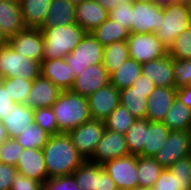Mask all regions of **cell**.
Returning a JSON list of instances; mask_svg holds the SVG:
<instances>
[{
    "mask_svg": "<svg viewBox=\"0 0 191 190\" xmlns=\"http://www.w3.org/2000/svg\"><path fill=\"white\" fill-rule=\"evenodd\" d=\"M47 179L68 176L86 160L72 144L68 133L49 136L43 149Z\"/></svg>",
    "mask_w": 191,
    "mask_h": 190,
    "instance_id": "obj_1",
    "label": "cell"
},
{
    "mask_svg": "<svg viewBox=\"0 0 191 190\" xmlns=\"http://www.w3.org/2000/svg\"><path fill=\"white\" fill-rule=\"evenodd\" d=\"M52 109L60 133H68L91 119L87 97L71 90L62 91Z\"/></svg>",
    "mask_w": 191,
    "mask_h": 190,
    "instance_id": "obj_2",
    "label": "cell"
},
{
    "mask_svg": "<svg viewBox=\"0 0 191 190\" xmlns=\"http://www.w3.org/2000/svg\"><path fill=\"white\" fill-rule=\"evenodd\" d=\"M39 29L44 41L43 60L65 58L86 34V31L77 23Z\"/></svg>",
    "mask_w": 191,
    "mask_h": 190,
    "instance_id": "obj_3",
    "label": "cell"
},
{
    "mask_svg": "<svg viewBox=\"0 0 191 190\" xmlns=\"http://www.w3.org/2000/svg\"><path fill=\"white\" fill-rule=\"evenodd\" d=\"M40 75V62L20 55L8 43L0 49V79L20 77L33 81Z\"/></svg>",
    "mask_w": 191,
    "mask_h": 190,
    "instance_id": "obj_4",
    "label": "cell"
},
{
    "mask_svg": "<svg viewBox=\"0 0 191 190\" xmlns=\"http://www.w3.org/2000/svg\"><path fill=\"white\" fill-rule=\"evenodd\" d=\"M191 27V15L187 4L172 3L163 7V22L155 32L169 49L176 37Z\"/></svg>",
    "mask_w": 191,
    "mask_h": 190,
    "instance_id": "obj_5",
    "label": "cell"
},
{
    "mask_svg": "<svg viewBox=\"0 0 191 190\" xmlns=\"http://www.w3.org/2000/svg\"><path fill=\"white\" fill-rule=\"evenodd\" d=\"M103 52L104 46L95 39L91 32H86L80 43L65 57V60L71 66L76 77L88 66L103 63Z\"/></svg>",
    "mask_w": 191,
    "mask_h": 190,
    "instance_id": "obj_6",
    "label": "cell"
},
{
    "mask_svg": "<svg viewBox=\"0 0 191 190\" xmlns=\"http://www.w3.org/2000/svg\"><path fill=\"white\" fill-rule=\"evenodd\" d=\"M126 42L129 57L141 64L168 55V48L156 33H130Z\"/></svg>",
    "mask_w": 191,
    "mask_h": 190,
    "instance_id": "obj_7",
    "label": "cell"
},
{
    "mask_svg": "<svg viewBox=\"0 0 191 190\" xmlns=\"http://www.w3.org/2000/svg\"><path fill=\"white\" fill-rule=\"evenodd\" d=\"M105 130L103 120L90 119L68 132V135L77 151L85 160H89L95 152Z\"/></svg>",
    "mask_w": 191,
    "mask_h": 190,
    "instance_id": "obj_8",
    "label": "cell"
},
{
    "mask_svg": "<svg viewBox=\"0 0 191 190\" xmlns=\"http://www.w3.org/2000/svg\"><path fill=\"white\" fill-rule=\"evenodd\" d=\"M163 22V7L148 1H132L131 33H155Z\"/></svg>",
    "mask_w": 191,
    "mask_h": 190,
    "instance_id": "obj_9",
    "label": "cell"
},
{
    "mask_svg": "<svg viewBox=\"0 0 191 190\" xmlns=\"http://www.w3.org/2000/svg\"><path fill=\"white\" fill-rule=\"evenodd\" d=\"M118 190H132L138 187L137 155L129 154L102 164Z\"/></svg>",
    "mask_w": 191,
    "mask_h": 190,
    "instance_id": "obj_10",
    "label": "cell"
},
{
    "mask_svg": "<svg viewBox=\"0 0 191 190\" xmlns=\"http://www.w3.org/2000/svg\"><path fill=\"white\" fill-rule=\"evenodd\" d=\"M190 131H171L160 151L153 158L163 167L169 168L178 160L189 156Z\"/></svg>",
    "mask_w": 191,
    "mask_h": 190,
    "instance_id": "obj_11",
    "label": "cell"
},
{
    "mask_svg": "<svg viewBox=\"0 0 191 190\" xmlns=\"http://www.w3.org/2000/svg\"><path fill=\"white\" fill-rule=\"evenodd\" d=\"M127 155H129V150L125 135L106 129L95 152L88 161L102 165L106 161Z\"/></svg>",
    "mask_w": 191,
    "mask_h": 190,
    "instance_id": "obj_12",
    "label": "cell"
},
{
    "mask_svg": "<svg viewBox=\"0 0 191 190\" xmlns=\"http://www.w3.org/2000/svg\"><path fill=\"white\" fill-rule=\"evenodd\" d=\"M8 44L22 56L37 62L43 60V35L39 28H25L8 39Z\"/></svg>",
    "mask_w": 191,
    "mask_h": 190,
    "instance_id": "obj_13",
    "label": "cell"
},
{
    "mask_svg": "<svg viewBox=\"0 0 191 190\" xmlns=\"http://www.w3.org/2000/svg\"><path fill=\"white\" fill-rule=\"evenodd\" d=\"M91 119L105 120L120 105V90L110 83L87 97Z\"/></svg>",
    "mask_w": 191,
    "mask_h": 190,
    "instance_id": "obj_14",
    "label": "cell"
},
{
    "mask_svg": "<svg viewBox=\"0 0 191 190\" xmlns=\"http://www.w3.org/2000/svg\"><path fill=\"white\" fill-rule=\"evenodd\" d=\"M110 83L109 75L103 63L88 66L75 77L71 91L88 97L99 88Z\"/></svg>",
    "mask_w": 191,
    "mask_h": 190,
    "instance_id": "obj_15",
    "label": "cell"
},
{
    "mask_svg": "<svg viewBox=\"0 0 191 190\" xmlns=\"http://www.w3.org/2000/svg\"><path fill=\"white\" fill-rule=\"evenodd\" d=\"M41 75L61 91L71 90L75 81L74 72L65 58L42 60Z\"/></svg>",
    "mask_w": 191,
    "mask_h": 190,
    "instance_id": "obj_16",
    "label": "cell"
},
{
    "mask_svg": "<svg viewBox=\"0 0 191 190\" xmlns=\"http://www.w3.org/2000/svg\"><path fill=\"white\" fill-rule=\"evenodd\" d=\"M17 173L43 184L47 180L46 164L42 149H24L16 164Z\"/></svg>",
    "mask_w": 191,
    "mask_h": 190,
    "instance_id": "obj_17",
    "label": "cell"
},
{
    "mask_svg": "<svg viewBox=\"0 0 191 190\" xmlns=\"http://www.w3.org/2000/svg\"><path fill=\"white\" fill-rule=\"evenodd\" d=\"M176 98L174 87L156 86L149 94L146 119L162 122Z\"/></svg>",
    "mask_w": 191,
    "mask_h": 190,
    "instance_id": "obj_18",
    "label": "cell"
},
{
    "mask_svg": "<svg viewBox=\"0 0 191 190\" xmlns=\"http://www.w3.org/2000/svg\"><path fill=\"white\" fill-rule=\"evenodd\" d=\"M76 23L86 32L93 31L107 18L108 11L99 4L98 0H85L75 5Z\"/></svg>",
    "mask_w": 191,
    "mask_h": 190,
    "instance_id": "obj_19",
    "label": "cell"
},
{
    "mask_svg": "<svg viewBox=\"0 0 191 190\" xmlns=\"http://www.w3.org/2000/svg\"><path fill=\"white\" fill-rule=\"evenodd\" d=\"M62 91L42 75L33 80L27 105L33 109L52 107Z\"/></svg>",
    "mask_w": 191,
    "mask_h": 190,
    "instance_id": "obj_20",
    "label": "cell"
},
{
    "mask_svg": "<svg viewBox=\"0 0 191 190\" xmlns=\"http://www.w3.org/2000/svg\"><path fill=\"white\" fill-rule=\"evenodd\" d=\"M141 72L155 86L174 87L173 58L169 54L165 57L143 63Z\"/></svg>",
    "mask_w": 191,
    "mask_h": 190,
    "instance_id": "obj_21",
    "label": "cell"
},
{
    "mask_svg": "<svg viewBox=\"0 0 191 190\" xmlns=\"http://www.w3.org/2000/svg\"><path fill=\"white\" fill-rule=\"evenodd\" d=\"M25 28L19 0H1L0 33L9 39Z\"/></svg>",
    "mask_w": 191,
    "mask_h": 190,
    "instance_id": "obj_22",
    "label": "cell"
},
{
    "mask_svg": "<svg viewBox=\"0 0 191 190\" xmlns=\"http://www.w3.org/2000/svg\"><path fill=\"white\" fill-rule=\"evenodd\" d=\"M9 138H16L34 123V109L27 104H16L7 117L2 119Z\"/></svg>",
    "mask_w": 191,
    "mask_h": 190,
    "instance_id": "obj_23",
    "label": "cell"
},
{
    "mask_svg": "<svg viewBox=\"0 0 191 190\" xmlns=\"http://www.w3.org/2000/svg\"><path fill=\"white\" fill-rule=\"evenodd\" d=\"M75 13V5L69 0H52L49 6L48 15L40 28L75 24Z\"/></svg>",
    "mask_w": 191,
    "mask_h": 190,
    "instance_id": "obj_24",
    "label": "cell"
},
{
    "mask_svg": "<svg viewBox=\"0 0 191 190\" xmlns=\"http://www.w3.org/2000/svg\"><path fill=\"white\" fill-rule=\"evenodd\" d=\"M52 0H19L26 28H40L48 15Z\"/></svg>",
    "mask_w": 191,
    "mask_h": 190,
    "instance_id": "obj_25",
    "label": "cell"
},
{
    "mask_svg": "<svg viewBox=\"0 0 191 190\" xmlns=\"http://www.w3.org/2000/svg\"><path fill=\"white\" fill-rule=\"evenodd\" d=\"M171 130L163 123L146 119V144L143 146V156L153 157L166 142Z\"/></svg>",
    "mask_w": 191,
    "mask_h": 190,
    "instance_id": "obj_26",
    "label": "cell"
},
{
    "mask_svg": "<svg viewBox=\"0 0 191 190\" xmlns=\"http://www.w3.org/2000/svg\"><path fill=\"white\" fill-rule=\"evenodd\" d=\"M142 64L132 58H128L110 76V84L117 90L130 87L142 74Z\"/></svg>",
    "mask_w": 191,
    "mask_h": 190,
    "instance_id": "obj_27",
    "label": "cell"
},
{
    "mask_svg": "<svg viewBox=\"0 0 191 190\" xmlns=\"http://www.w3.org/2000/svg\"><path fill=\"white\" fill-rule=\"evenodd\" d=\"M148 92H140L132 86L120 90V104L136 119H146Z\"/></svg>",
    "mask_w": 191,
    "mask_h": 190,
    "instance_id": "obj_28",
    "label": "cell"
},
{
    "mask_svg": "<svg viewBox=\"0 0 191 190\" xmlns=\"http://www.w3.org/2000/svg\"><path fill=\"white\" fill-rule=\"evenodd\" d=\"M162 122L171 131H191V108L176 97Z\"/></svg>",
    "mask_w": 191,
    "mask_h": 190,
    "instance_id": "obj_29",
    "label": "cell"
},
{
    "mask_svg": "<svg viewBox=\"0 0 191 190\" xmlns=\"http://www.w3.org/2000/svg\"><path fill=\"white\" fill-rule=\"evenodd\" d=\"M91 34L103 46H106L114 42L127 40L130 32L127 28L108 17L100 26L91 31Z\"/></svg>",
    "mask_w": 191,
    "mask_h": 190,
    "instance_id": "obj_30",
    "label": "cell"
},
{
    "mask_svg": "<svg viewBox=\"0 0 191 190\" xmlns=\"http://www.w3.org/2000/svg\"><path fill=\"white\" fill-rule=\"evenodd\" d=\"M163 169L153 157L137 156L138 187H154Z\"/></svg>",
    "mask_w": 191,
    "mask_h": 190,
    "instance_id": "obj_31",
    "label": "cell"
},
{
    "mask_svg": "<svg viewBox=\"0 0 191 190\" xmlns=\"http://www.w3.org/2000/svg\"><path fill=\"white\" fill-rule=\"evenodd\" d=\"M128 58L129 51L126 40L104 46L103 66L109 76Z\"/></svg>",
    "mask_w": 191,
    "mask_h": 190,
    "instance_id": "obj_32",
    "label": "cell"
},
{
    "mask_svg": "<svg viewBox=\"0 0 191 190\" xmlns=\"http://www.w3.org/2000/svg\"><path fill=\"white\" fill-rule=\"evenodd\" d=\"M129 154L143 156L146 144V119H136L125 134Z\"/></svg>",
    "mask_w": 191,
    "mask_h": 190,
    "instance_id": "obj_33",
    "label": "cell"
},
{
    "mask_svg": "<svg viewBox=\"0 0 191 190\" xmlns=\"http://www.w3.org/2000/svg\"><path fill=\"white\" fill-rule=\"evenodd\" d=\"M135 120L136 118L120 104L104 120V124L107 130L125 135Z\"/></svg>",
    "mask_w": 191,
    "mask_h": 190,
    "instance_id": "obj_34",
    "label": "cell"
},
{
    "mask_svg": "<svg viewBox=\"0 0 191 190\" xmlns=\"http://www.w3.org/2000/svg\"><path fill=\"white\" fill-rule=\"evenodd\" d=\"M0 83L8 91L9 97L18 104H26L33 81H28L20 77L2 78Z\"/></svg>",
    "mask_w": 191,
    "mask_h": 190,
    "instance_id": "obj_35",
    "label": "cell"
},
{
    "mask_svg": "<svg viewBox=\"0 0 191 190\" xmlns=\"http://www.w3.org/2000/svg\"><path fill=\"white\" fill-rule=\"evenodd\" d=\"M49 136L50 135L44 129L33 123L25 131L16 136L15 139L24 149H43Z\"/></svg>",
    "mask_w": 191,
    "mask_h": 190,
    "instance_id": "obj_36",
    "label": "cell"
},
{
    "mask_svg": "<svg viewBox=\"0 0 191 190\" xmlns=\"http://www.w3.org/2000/svg\"><path fill=\"white\" fill-rule=\"evenodd\" d=\"M81 190H96L98 184V164L86 160L73 173Z\"/></svg>",
    "mask_w": 191,
    "mask_h": 190,
    "instance_id": "obj_37",
    "label": "cell"
},
{
    "mask_svg": "<svg viewBox=\"0 0 191 190\" xmlns=\"http://www.w3.org/2000/svg\"><path fill=\"white\" fill-rule=\"evenodd\" d=\"M176 178L178 190H191V157H184L169 168Z\"/></svg>",
    "mask_w": 191,
    "mask_h": 190,
    "instance_id": "obj_38",
    "label": "cell"
},
{
    "mask_svg": "<svg viewBox=\"0 0 191 190\" xmlns=\"http://www.w3.org/2000/svg\"><path fill=\"white\" fill-rule=\"evenodd\" d=\"M168 54L174 59L191 60V27L176 37Z\"/></svg>",
    "mask_w": 191,
    "mask_h": 190,
    "instance_id": "obj_39",
    "label": "cell"
},
{
    "mask_svg": "<svg viewBox=\"0 0 191 190\" xmlns=\"http://www.w3.org/2000/svg\"><path fill=\"white\" fill-rule=\"evenodd\" d=\"M34 123L50 136L60 133L52 107L34 109Z\"/></svg>",
    "mask_w": 191,
    "mask_h": 190,
    "instance_id": "obj_40",
    "label": "cell"
},
{
    "mask_svg": "<svg viewBox=\"0 0 191 190\" xmlns=\"http://www.w3.org/2000/svg\"><path fill=\"white\" fill-rule=\"evenodd\" d=\"M23 151L24 147L15 138H8L0 144V158L2 163L16 166L19 156Z\"/></svg>",
    "mask_w": 191,
    "mask_h": 190,
    "instance_id": "obj_41",
    "label": "cell"
},
{
    "mask_svg": "<svg viewBox=\"0 0 191 190\" xmlns=\"http://www.w3.org/2000/svg\"><path fill=\"white\" fill-rule=\"evenodd\" d=\"M174 88L178 89L191 84V60L173 58Z\"/></svg>",
    "mask_w": 191,
    "mask_h": 190,
    "instance_id": "obj_42",
    "label": "cell"
},
{
    "mask_svg": "<svg viewBox=\"0 0 191 190\" xmlns=\"http://www.w3.org/2000/svg\"><path fill=\"white\" fill-rule=\"evenodd\" d=\"M131 11L132 1L119 3L113 9L108 11V17L127 28L131 33Z\"/></svg>",
    "mask_w": 191,
    "mask_h": 190,
    "instance_id": "obj_43",
    "label": "cell"
},
{
    "mask_svg": "<svg viewBox=\"0 0 191 190\" xmlns=\"http://www.w3.org/2000/svg\"><path fill=\"white\" fill-rule=\"evenodd\" d=\"M43 190H81L73 175L48 178Z\"/></svg>",
    "mask_w": 191,
    "mask_h": 190,
    "instance_id": "obj_44",
    "label": "cell"
},
{
    "mask_svg": "<svg viewBox=\"0 0 191 190\" xmlns=\"http://www.w3.org/2000/svg\"><path fill=\"white\" fill-rule=\"evenodd\" d=\"M44 184L17 173L14 177L11 190H43Z\"/></svg>",
    "mask_w": 191,
    "mask_h": 190,
    "instance_id": "obj_45",
    "label": "cell"
},
{
    "mask_svg": "<svg viewBox=\"0 0 191 190\" xmlns=\"http://www.w3.org/2000/svg\"><path fill=\"white\" fill-rule=\"evenodd\" d=\"M17 169L13 165H0V190H11Z\"/></svg>",
    "mask_w": 191,
    "mask_h": 190,
    "instance_id": "obj_46",
    "label": "cell"
},
{
    "mask_svg": "<svg viewBox=\"0 0 191 190\" xmlns=\"http://www.w3.org/2000/svg\"><path fill=\"white\" fill-rule=\"evenodd\" d=\"M154 188L156 190H178L176 178L168 168H164L157 179Z\"/></svg>",
    "mask_w": 191,
    "mask_h": 190,
    "instance_id": "obj_47",
    "label": "cell"
},
{
    "mask_svg": "<svg viewBox=\"0 0 191 190\" xmlns=\"http://www.w3.org/2000/svg\"><path fill=\"white\" fill-rule=\"evenodd\" d=\"M9 96L8 91L0 83V120L7 117L17 104Z\"/></svg>",
    "mask_w": 191,
    "mask_h": 190,
    "instance_id": "obj_48",
    "label": "cell"
},
{
    "mask_svg": "<svg viewBox=\"0 0 191 190\" xmlns=\"http://www.w3.org/2000/svg\"><path fill=\"white\" fill-rule=\"evenodd\" d=\"M96 190H118L109 174L98 164V184Z\"/></svg>",
    "mask_w": 191,
    "mask_h": 190,
    "instance_id": "obj_49",
    "label": "cell"
},
{
    "mask_svg": "<svg viewBox=\"0 0 191 190\" xmlns=\"http://www.w3.org/2000/svg\"><path fill=\"white\" fill-rule=\"evenodd\" d=\"M132 87L140 92H148L149 96L156 86L148 77H146L144 74H141L133 83Z\"/></svg>",
    "mask_w": 191,
    "mask_h": 190,
    "instance_id": "obj_50",
    "label": "cell"
},
{
    "mask_svg": "<svg viewBox=\"0 0 191 190\" xmlns=\"http://www.w3.org/2000/svg\"><path fill=\"white\" fill-rule=\"evenodd\" d=\"M176 97L187 107L191 108V86L176 89Z\"/></svg>",
    "mask_w": 191,
    "mask_h": 190,
    "instance_id": "obj_51",
    "label": "cell"
},
{
    "mask_svg": "<svg viewBox=\"0 0 191 190\" xmlns=\"http://www.w3.org/2000/svg\"><path fill=\"white\" fill-rule=\"evenodd\" d=\"M131 1L134 0H98L99 4L102 5L107 11H110L119 3L131 2Z\"/></svg>",
    "mask_w": 191,
    "mask_h": 190,
    "instance_id": "obj_52",
    "label": "cell"
},
{
    "mask_svg": "<svg viewBox=\"0 0 191 190\" xmlns=\"http://www.w3.org/2000/svg\"><path fill=\"white\" fill-rule=\"evenodd\" d=\"M190 0H153V3L157 4L160 7L168 6L172 3H184L187 4Z\"/></svg>",
    "mask_w": 191,
    "mask_h": 190,
    "instance_id": "obj_53",
    "label": "cell"
},
{
    "mask_svg": "<svg viewBox=\"0 0 191 190\" xmlns=\"http://www.w3.org/2000/svg\"><path fill=\"white\" fill-rule=\"evenodd\" d=\"M6 128L4 127L2 120H0V144L8 139Z\"/></svg>",
    "mask_w": 191,
    "mask_h": 190,
    "instance_id": "obj_54",
    "label": "cell"
},
{
    "mask_svg": "<svg viewBox=\"0 0 191 190\" xmlns=\"http://www.w3.org/2000/svg\"><path fill=\"white\" fill-rule=\"evenodd\" d=\"M8 43V39L0 33V49Z\"/></svg>",
    "mask_w": 191,
    "mask_h": 190,
    "instance_id": "obj_55",
    "label": "cell"
},
{
    "mask_svg": "<svg viewBox=\"0 0 191 190\" xmlns=\"http://www.w3.org/2000/svg\"><path fill=\"white\" fill-rule=\"evenodd\" d=\"M132 190H156V189L154 187H150V188L137 187L136 189H132Z\"/></svg>",
    "mask_w": 191,
    "mask_h": 190,
    "instance_id": "obj_56",
    "label": "cell"
},
{
    "mask_svg": "<svg viewBox=\"0 0 191 190\" xmlns=\"http://www.w3.org/2000/svg\"><path fill=\"white\" fill-rule=\"evenodd\" d=\"M72 4L77 5L85 0H69Z\"/></svg>",
    "mask_w": 191,
    "mask_h": 190,
    "instance_id": "obj_57",
    "label": "cell"
},
{
    "mask_svg": "<svg viewBox=\"0 0 191 190\" xmlns=\"http://www.w3.org/2000/svg\"><path fill=\"white\" fill-rule=\"evenodd\" d=\"M189 156L191 157V131H190V143H189Z\"/></svg>",
    "mask_w": 191,
    "mask_h": 190,
    "instance_id": "obj_58",
    "label": "cell"
},
{
    "mask_svg": "<svg viewBox=\"0 0 191 190\" xmlns=\"http://www.w3.org/2000/svg\"><path fill=\"white\" fill-rule=\"evenodd\" d=\"M188 9L190 11V15H191V0L187 3Z\"/></svg>",
    "mask_w": 191,
    "mask_h": 190,
    "instance_id": "obj_59",
    "label": "cell"
},
{
    "mask_svg": "<svg viewBox=\"0 0 191 190\" xmlns=\"http://www.w3.org/2000/svg\"><path fill=\"white\" fill-rule=\"evenodd\" d=\"M134 1H148V2H153V0H134Z\"/></svg>",
    "mask_w": 191,
    "mask_h": 190,
    "instance_id": "obj_60",
    "label": "cell"
}]
</instances>
